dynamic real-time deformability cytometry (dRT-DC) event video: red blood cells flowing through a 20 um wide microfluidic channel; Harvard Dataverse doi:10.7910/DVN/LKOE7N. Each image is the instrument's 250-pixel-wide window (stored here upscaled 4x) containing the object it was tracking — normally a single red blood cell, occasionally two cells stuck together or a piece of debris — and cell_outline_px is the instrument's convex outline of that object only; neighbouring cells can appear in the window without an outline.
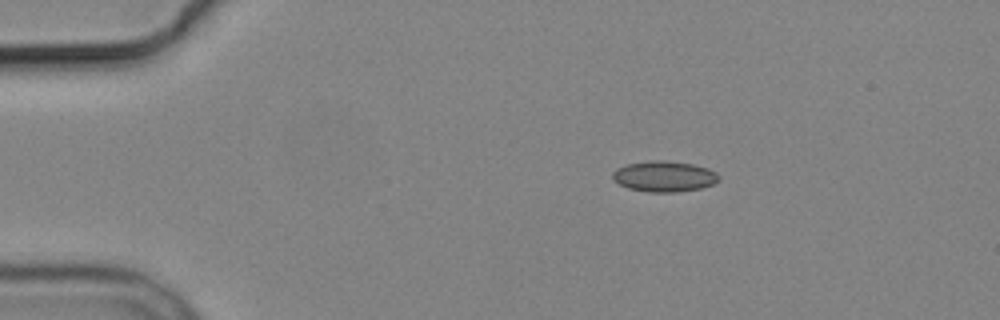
{"species": "common noctule bat (a hibernating species)", "species_latin": "Nyctalus noctula", "temperature_condition": "cold", "stored_images_in_passage": 3, "camera_frame_rate_fps": 3000, "um_per_image_px": 0.085, "animal": {"sex": "male", "body_mass_g": 19.2, "forearm_length_mm": 51.8}, "frame": {"image": 1, "passage_image": 1, "time_ms": 0.0, "image_size_px": [1000, 320], "cell_outline_px": [[720, 176], [712, 184], [700, 188], [676, 192], [648, 192], [628, 188], [612, 180], [612, 172], [616, 168], [628, 164], [652, 160], [664, 160], [692, 164], [708, 168], [716, 172]], "centroid_in_image_um": [56.42, 14.99], "position_along_channel_um": 28.6, "area_um2": 18.96}}